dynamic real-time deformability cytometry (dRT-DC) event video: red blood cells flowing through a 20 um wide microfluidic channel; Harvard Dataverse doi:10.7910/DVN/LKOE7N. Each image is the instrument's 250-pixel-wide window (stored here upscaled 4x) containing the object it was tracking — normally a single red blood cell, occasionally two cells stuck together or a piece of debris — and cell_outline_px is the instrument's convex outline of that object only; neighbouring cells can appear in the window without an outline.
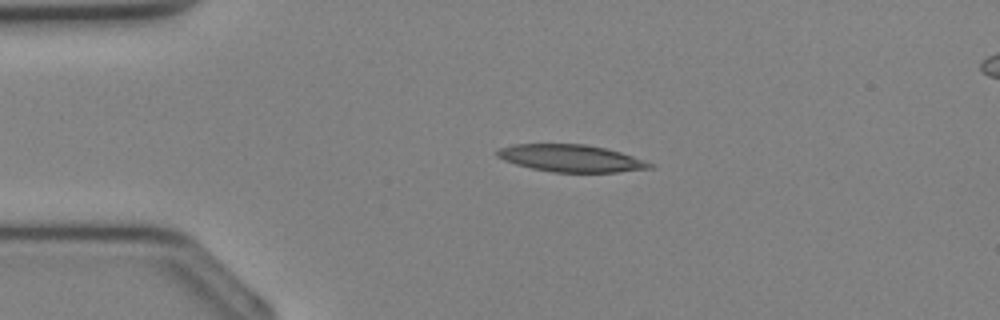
{"species": "Egyptian fruit bat (a non-hibernating species)", "species_latin": "Rousettus aegyptiacus", "temperature_condition": "cold", "stored_images_in_passage": 29, "camera_frame_rate_fps": 3000, "um_per_image_px": 0.085, "animal": {"sex": "female"}, "frame": {"image": 1, "passage_image": 2, "time_ms": 0.333, "image_size_px": [1000, 320], "cell_outline_px": [[652, 168], [616, 172], [552, 172], [532, 168], [516, 164], [504, 160], [496, 156], [496, 148], [512, 144], [584, 144], [604, 148], [620, 152], [632, 156], [652, 164]], "centroid_in_image_um": [48.46, 13.44], "position_along_channel_um": 36.5, "area_um2": 23.99}}
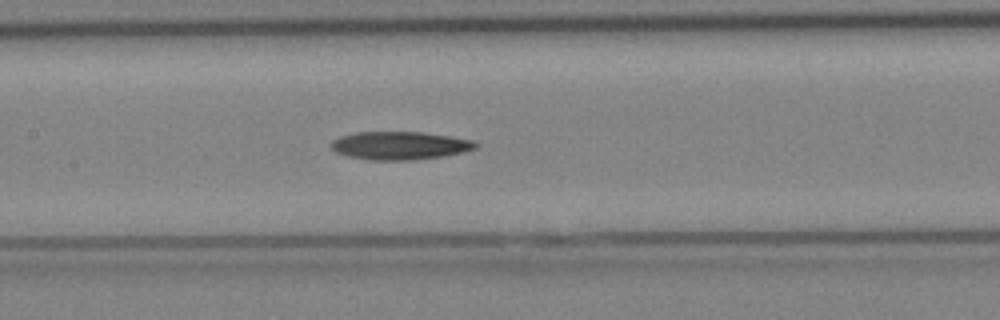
{"frame": {"image": 2, "passage_image": 11, "time_ms": 3.333, "image_size_px": [1000, 320], "cell_outline_px": [[480, 144], [476, 148], [444, 156], [412, 160], [372, 160], [348, 156], [336, 152], [328, 144], [332, 140], [340, 136], [356, 132], [424, 132], [472, 140]], "centroid_in_image_um": [33.95, 12.37], "position_along_channel_um": 173.4, "area_um2": 23.64}}
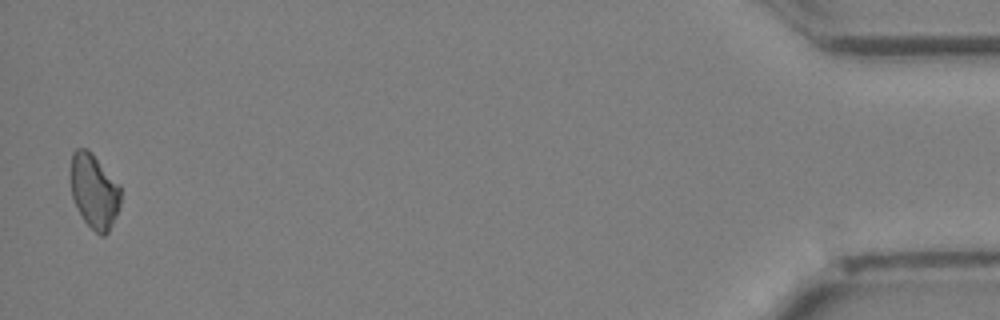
{"frame": {"image": 3, "passage_image": 29, "time_ms": 9.333, "image_size_px": [1000, 320], "cell_outline_px": [[120, 204], [116, 216], [108, 232], [104, 236], [100, 236], [84, 220], [72, 196], [68, 176], [72, 152], [76, 148], [88, 148], [92, 152], [120, 184]], "centroid_in_image_um": [7.98, 16.19], "position_along_channel_um": 427.2, "area_um2": 22.14}}